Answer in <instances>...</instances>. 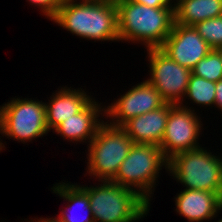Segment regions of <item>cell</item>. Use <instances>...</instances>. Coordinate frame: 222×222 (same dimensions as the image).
Wrapping results in <instances>:
<instances>
[{"mask_svg": "<svg viewBox=\"0 0 222 222\" xmlns=\"http://www.w3.org/2000/svg\"><path fill=\"white\" fill-rule=\"evenodd\" d=\"M119 41L143 43L160 48L175 23L174 7H149L129 0H117Z\"/></svg>", "mask_w": 222, "mask_h": 222, "instance_id": "1", "label": "cell"}, {"mask_svg": "<svg viewBox=\"0 0 222 222\" xmlns=\"http://www.w3.org/2000/svg\"><path fill=\"white\" fill-rule=\"evenodd\" d=\"M51 21L82 39L119 42L115 2L66 0Z\"/></svg>", "mask_w": 222, "mask_h": 222, "instance_id": "2", "label": "cell"}, {"mask_svg": "<svg viewBox=\"0 0 222 222\" xmlns=\"http://www.w3.org/2000/svg\"><path fill=\"white\" fill-rule=\"evenodd\" d=\"M98 186H80L90 199L94 222H137L149 212L150 204L135 190L112 181Z\"/></svg>", "mask_w": 222, "mask_h": 222, "instance_id": "3", "label": "cell"}, {"mask_svg": "<svg viewBox=\"0 0 222 222\" xmlns=\"http://www.w3.org/2000/svg\"><path fill=\"white\" fill-rule=\"evenodd\" d=\"M168 165L158 145L134 143L111 181L135 190L150 204L160 170L165 167L168 171Z\"/></svg>", "mask_w": 222, "mask_h": 222, "instance_id": "4", "label": "cell"}, {"mask_svg": "<svg viewBox=\"0 0 222 222\" xmlns=\"http://www.w3.org/2000/svg\"><path fill=\"white\" fill-rule=\"evenodd\" d=\"M133 141L122 127L104 122L87 145V172L96 180L111 181L127 157Z\"/></svg>", "mask_w": 222, "mask_h": 222, "instance_id": "5", "label": "cell"}, {"mask_svg": "<svg viewBox=\"0 0 222 222\" xmlns=\"http://www.w3.org/2000/svg\"><path fill=\"white\" fill-rule=\"evenodd\" d=\"M170 176L185 189L204 190L222 196V178L218 156L202 147L180 152L169 159Z\"/></svg>", "mask_w": 222, "mask_h": 222, "instance_id": "6", "label": "cell"}, {"mask_svg": "<svg viewBox=\"0 0 222 222\" xmlns=\"http://www.w3.org/2000/svg\"><path fill=\"white\" fill-rule=\"evenodd\" d=\"M49 132L45 103L30 98H12L0 107V134L29 142Z\"/></svg>", "mask_w": 222, "mask_h": 222, "instance_id": "7", "label": "cell"}, {"mask_svg": "<svg viewBox=\"0 0 222 222\" xmlns=\"http://www.w3.org/2000/svg\"><path fill=\"white\" fill-rule=\"evenodd\" d=\"M150 78L147 81L166 103L183 105L192 70L172 60L160 48L147 49Z\"/></svg>", "mask_w": 222, "mask_h": 222, "instance_id": "8", "label": "cell"}, {"mask_svg": "<svg viewBox=\"0 0 222 222\" xmlns=\"http://www.w3.org/2000/svg\"><path fill=\"white\" fill-rule=\"evenodd\" d=\"M186 105L170 103L167 124L162 142L159 145L169 160L180 152L199 148L198 137L202 129L201 119Z\"/></svg>", "mask_w": 222, "mask_h": 222, "instance_id": "9", "label": "cell"}, {"mask_svg": "<svg viewBox=\"0 0 222 222\" xmlns=\"http://www.w3.org/2000/svg\"><path fill=\"white\" fill-rule=\"evenodd\" d=\"M165 103L160 93L145 80L105 107V116L112 119L109 124L122 127L130 119L158 109Z\"/></svg>", "mask_w": 222, "mask_h": 222, "instance_id": "10", "label": "cell"}, {"mask_svg": "<svg viewBox=\"0 0 222 222\" xmlns=\"http://www.w3.org/2000/svg\"><path fill=\"white\" fill-rule=\"evenodd\" d=\"M160 49L172 60L192 70L212 50L194 26L174 23Z\"/></svg>", "mask_w": 222, "mask_h": 222, "instance_id": "11", "label": "cell"}, {"mask_svg": "<svg viewBox=\"0 0 222 222\" xmlns=\"http://www.w3.org/2000/svg\"><path fill=\"white\" fill-rule=\"evenodd\" d=\"M175 205L176 212L189 222L209 221L221 212L222 196L211 191L184 189L175 197Z\"/></svg>", "mask_w": 222, "mask_h": 222, "instance_id": "12", "label": "cell"}, {"mask_svg": "<svg viewBox=\"0 0 222 222\" xmlns=\"http://www.w3.org/2000/svg\"><path fill=\"white\" fill-rule=\"evenodd\" d=\"M92 99L79 113L64 120L54 131L63 139L77 142L90 143L104 120L99 119L105 113V106H100ZM103 107V108H102ZM101 120V122H100Z\"/></svg>", "mask_w": 222, "mask_h": 222, "instance_id": "13", "label": "cell"}, {"mask_svg": "<svg viewBox=\"0 0 222 222\" xmlns=\"http://www.w3.org/2000/svg\"><path fill=\"white\" fill-rule=\"evenodd\" d=\"M170 103L127 121L122 128L133 143L160 145L167 124Z\"/></svg>", "mask_w": 222, "mask_h": 222, "instance_id": "14", "label": "cell"}, {"mask_svg": "<svg viewBox=\"0 0 222 222\" xmlns=\"http://www.w3.org/2000/svg\"><path fill=\"white\" fill-rule=\"evenodd\" d=\"M80 89L61 87L50 96L49 102H45L49 132L52 129L54 131L64 120L79 113L92 100L93 97L87 95L82 88Z\"/></svg>", "mask_w": 222, "mask_h": 222, "instance_id": "15", "label": "cell"}, {"mask_svg": "<svg viewBox=\"0 0 222 222\" xmlns=\"http://www.w3.org/2000/svg\"><path fill=\"white\" fill-rule=\"evenodd\" d=\"M175 23L194 26L197 22L222 16V0H177Z\"/></svg>", "mask_w": 222, "mask_h": 222, "instance_id": "16", "label": "cell"}, {"mask_svg": "<svg viewBox=\"0 0 222 222\" xmlns=\"http://www.w3.org/2000/svg\"><path fill=\"white\" fill-rule=\"evenodd\" d=\"M51 189H53V193L57 195L59 194L61 198L68 201L66 202L68 205L66 206L65 210L62 209L61 214L58 215V217H55L60 222H94V217L90 206V199L88 194L80 187V185L62 182L59 184H54L53 188ZM74 206H76V208L78 207L80 209H86L85 213L87 212L88 216L85 215L84 217L82 216L80 218L79 215L76 216L77 214H72L70 212L68 213V211H71L72 208L73 210L75 209Z\"/></svg>", "mask_w": 222, "mask_h": 222, "instance_id": "17", "label": "cell"}, {"mask_svg": "<svg viewBox=\"0 0 222 222\" xmlns=\"http://www.w3.org/2000/svg\"><path fill=\"white\" fill-rule=\"evenodd\" d=\"M215 88V82L191 74L184 98L188 97L191 102L203 107L215 106Z\"/></svg>", "mask_w": 222, "mask_h": 222, "instance_id": "18", "label": "cell"}, {"mask_svg": "<svg viewBox=\"0 0 222 222\" xmlns=\"http://www.w3.org/2000/svg\"><path fill=\"white\" fill-rule=\"evenodd\" d=\"M192 74L217 82L222 79V60L216 49H212L206 57L202 58L192 69Z\"/></svg>", "mask_w": 222, "mask_h": 222, "instance_id": "19", "label": "cell"}, {"mask_svg": "<svg viewBox=\"0 0 222 222\" xmlns=\"http://www.w3.org/2000/svg\"><path fill=\"white\" fill-rule=\"evenodd\" d=\"M194 28L212 49L222 46V16L197 22Z\"/></svg>", "mask_w": 222, "mask_h": 222, "instance_id": "20", "label": "cell"}, {"mask_svg": "<svg viewBox=\"0 0 222 222\" xmlns=\"http://www.w3.org/2000/svg\"><path fill=\"white\" fill-rule=\"evenodd\" d=\"M32 5L41 8L43 15L47 16L48 19H52L56 14L57 10L66 0H28Z\"/></svg>", "mask_w": 222, "mask_h": 222, "instance_id": "21", "label": "cell"}, {"mask_svg": "<svg viewBox=\"0 0 222 222\" xmlns=\"http://www.w3.org/2000/svg\"><path fill=\"white\" fill-rule=\"evenodd\" d=\"M149 7H174L172 0H129Z\"/></svg>", "mask_w": 222, "mask_h": 222, "instance_id": "22", "label": "cell"}, {"mask_svg": "<svg viewBox=\"0 0 222 222\" xmlns=\"http://www.w3.org/2000/svg\"><path fill=\"white\" fill-rule=\"evenodd\" d=\"M215 106L222 112V79L216 82L215 88Z\"/></svg>", "mask_w": 222, "mask_h": 222, "instance_id": "23", "label": "cell"}, {"mask_svg": "<svg viewBox=\"0 0 222 222\" xmlns=\"http://www.w3.org/2000/svg\"><path fill=\"white\" fill-rule=\"evenodd\" d=\"M60 222L57 218H40V219H37V221L34 219H32V220H29L28 222Z\"/></svg>", "mask_w": 222, "mask_h": 222, "instance_id": "24", "label": "cell"}, {"mask_svg": "<svg viewBox=\"0 0 222 222\" xmlns=\"http://www.w3.org/2000/svg\"><path fill=\"white\" fill-rule=\"evenodd\" d=\"M77 1V0H73ZM117 0H79V2H116Z\"/></svg>", "mask_w": 222, "mask_h": 222, "instance_id": "25", "label": "cell"}, {"mask_svg": "<svg viewBox=\"0 0 222 222\" xmlns=\"http://www.w3.org/2000/svg\"><path fill=\"white\" fill-rule=\"evenodd\" d=\"M219 164H220V173L222 178V159L218 156Z\"/></svg>", "mask_w": 222, "mask_h": 222, "instance_id": "26", "label": "cell"}, {"mask_svg": "<svg viewBox=\"0 0 222 222\" xmlns=\"http://www.w3.org/2000/svg\"><path fill=\"white\" fill-rule=\"evenodd\" d=\"M218 53L220 54V58L222 60V46L216 49Z\"/></svg>", "mask_w": 222, "mask_h": 222, "instance_id": "27", "label": "cell"}, {"mask_svg": "<svg viewBox=\"0 0 222 222\" xmlns=\"http://www.w3.org/2000/svg\"><path fill=\"white\" fill-rule=\"evenodd\" d=\"M1 139V138H0ZM5 146L3 145V143L0 141V152H1V150H3V148H4Z\"/></svg>", "mask_w": 222, "mask_h": 222, "instance_id": "28", "label": "cell"}]
</instances>
